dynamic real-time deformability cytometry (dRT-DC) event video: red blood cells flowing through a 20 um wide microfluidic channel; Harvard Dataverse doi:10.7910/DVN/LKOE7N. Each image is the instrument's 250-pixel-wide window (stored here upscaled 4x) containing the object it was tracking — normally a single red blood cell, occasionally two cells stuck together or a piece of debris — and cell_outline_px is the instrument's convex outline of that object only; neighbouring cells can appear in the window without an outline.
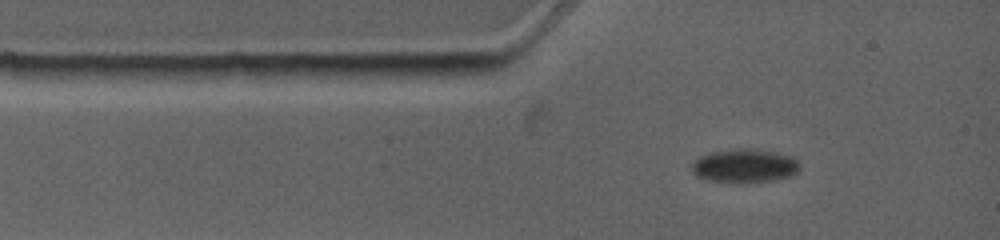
{"species": "common noctule bat (a hibernating species)", "species_latin": "Nyctalus noctula", "temperature_condition": "warm", "stored_images_in_passage": 4, "camera_frame_rate_fps": 4500, "um_per_image_px": 0.085, "animal": {"sex": "female", "body_mass_g": 19.0, "forearm_length_mm": 53.3}, "frame": {"image": 1, "passage_image": 1, "time_ms": 0.0, "image_size_px": [1000, 240], "cell_outline_px": [[800, 168], [792, 176], [772, 180], [740, 184], [708, 180], [696, 176], [692, 172], [692, 164], [700, 156], [712, 152], [736, 148], [776, 152], [792, 156], [800, 164]], "centroid_in_image_um": [63.29, 14.12], "position_along_channel_um": 21.7, "area_um2": 21.27}}
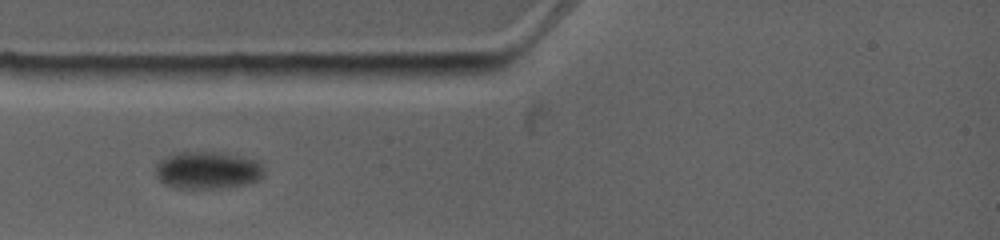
{"frame": {"image": 2, "passage_image": 3, "time_ms": 1.778, "image_size_px": [1000, 240], "cell_outline_px": [[264, 176], [256, 180], [244, 184], [220, 188], [172, 188], [164, 184], [156, 176], [156, 164], [160, 160], [176, 152], [224, 152], [256, 160], [264, 168]], "centroid_in_image_um": [17.62, 14.46], "position_along_channel_um": 67.4, "area_um2": 23.7}}